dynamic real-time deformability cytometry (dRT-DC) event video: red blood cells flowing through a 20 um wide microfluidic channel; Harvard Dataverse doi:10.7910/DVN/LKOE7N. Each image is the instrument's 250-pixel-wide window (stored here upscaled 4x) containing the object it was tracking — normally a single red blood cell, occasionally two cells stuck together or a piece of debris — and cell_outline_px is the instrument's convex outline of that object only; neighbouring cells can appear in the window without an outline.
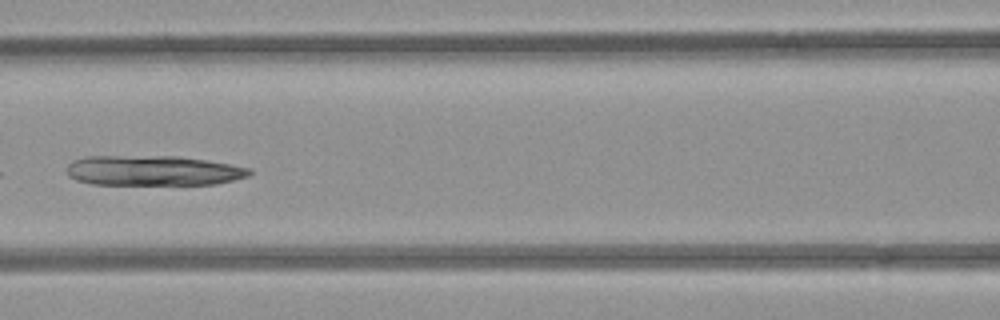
{"species": "common noctule bat (a hibernating species)", "species_latin": "Nyctalus noctula", "temperature_condition": "room temperature", "stored_images_in_passage": 7, "camera_frame_rate_fps": 3000, "um_per_image_px": 0.085, "animal": {"sex": "female", "body_mass_g": 21.9}, "frame": {"image": 1, "passage_image": 6, "time_ms": 6.667, "image_size_px": [1000, 320], "cell_outline_px": [[252, 172], [248, 176], [216, 184], [92, 184], [76, 180], [68, 176], [64, 168], [72, 160], [84, 156], [176, 156], [204, 160], [252, 168]], "centroid_in_image_um": [12.94, 14.49], "position_along_channel_um": 153.7, "area_um2": 32.08}}
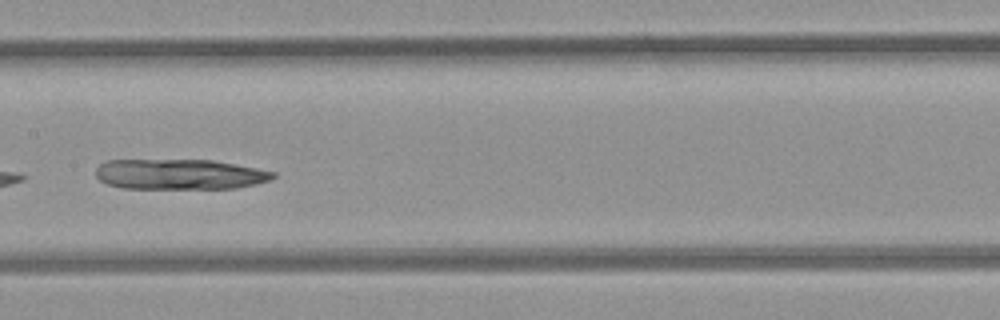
{"frame": {"image": 2, "passage_image": 7, "time_ms": 7.667, "image_size_px": [1000, 320], "cell_outline_px": [[276, 176], [268, 180], [256, 184], [236, 188], [124, 188], [108, 184], [100, 180], [96, 176], [96, 168], [100, 164], [108, 160], [212, 160], [256, 168], [276, 172]], "centroid_in_image_um": [15.27, 14.81], "position_along_channel_um": 192.1, "area_um2": 31.15}}